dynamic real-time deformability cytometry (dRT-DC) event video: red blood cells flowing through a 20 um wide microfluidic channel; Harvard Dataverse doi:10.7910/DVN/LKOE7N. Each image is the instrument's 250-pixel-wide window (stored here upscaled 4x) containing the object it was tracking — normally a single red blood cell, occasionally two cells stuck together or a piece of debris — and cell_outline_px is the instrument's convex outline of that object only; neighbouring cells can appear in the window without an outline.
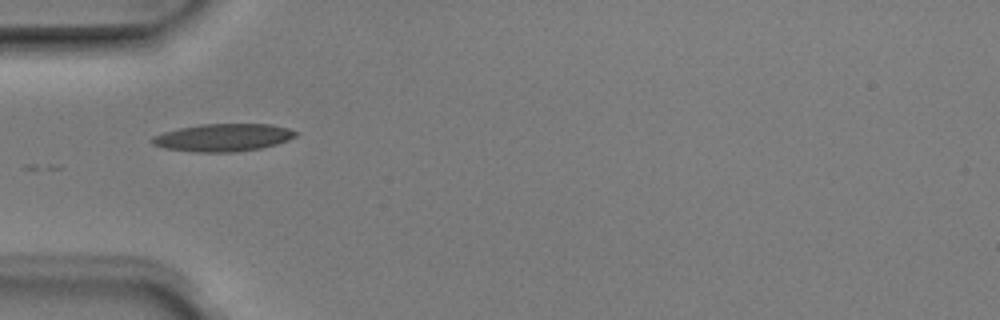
{"species": "Egyptian fruit bat (a non-hibernating species)", "species_latin": "Rousettus aegyptiacus", "temperature_condition": "room temperature", "stored_images_in_passage": 3, "camera_frame_rate_fps": 3000, "um_per_image_px": 0.085, "animal": {"sex": "male"}, "frame": {"image": 1, "passage_image": 1, "time_ms": 0.0, "image_size_px": [1000, 320], "cell_outline_px": [[300, 132], [296, 136], [288, 140], [276, 144], [260, 148], [236, 152], [196, 152], [164, 148], [152, 144], [148, 140], [152, 136], [164, 132], [180, 128], [200, 124], [272, 124], [288, 128]], "centroid_in_image_um": [18.96, 11.69], "position_along_channel_um": 66.0, "area_um2": 23.24}}
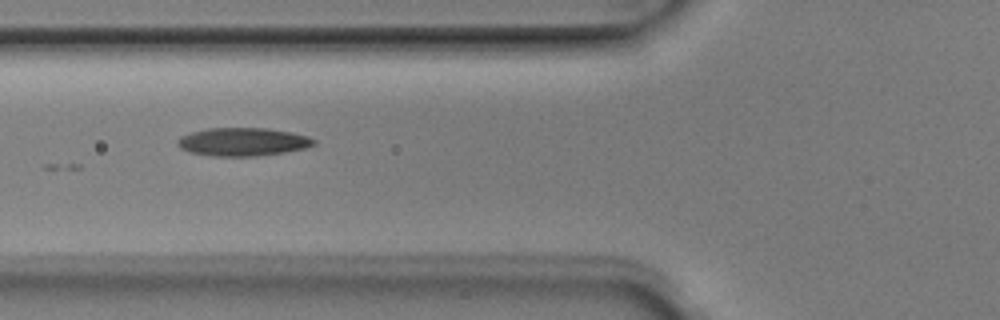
{"frame": {"image": 2, "passage_image": 2, "time_ms": 0.333, "image_size_px": [1000, 320], "cell_outline_px": [[316, 144], [308, 148], [284, 152], [256, 156], [212, 156], [188, 152], [180, 148], [176, 144], [176, 140], [180, 136], [192, 132], [208, 128], [268, 128], [292, 132], [308, 136], [316, 140]], "centroid_in_image_um": [20.64, 12.05], "position_along_channel_um": 105.2, "area_um2": 22.66}}
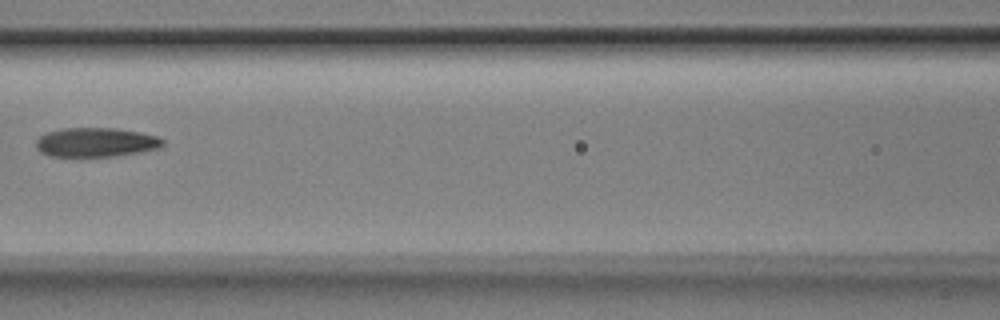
{"frame": {"image": 3, "passage_image": 3, "time_ms": 0.667, "image_size_px": [1000, 320], "cell_outline_px": [[164, 144], [160, 148], [116, 156], [48, 156], [40, 152], [36, 148], [36, 140], [40, 136], [48, 132], [64, 128], [116, 128], [140, 132], [156, 136], [164, 140]], "centroid_in_image_um": [8.15, 12.09], "position_along_channel_um": 158.5, "area_um2": 21.56}}